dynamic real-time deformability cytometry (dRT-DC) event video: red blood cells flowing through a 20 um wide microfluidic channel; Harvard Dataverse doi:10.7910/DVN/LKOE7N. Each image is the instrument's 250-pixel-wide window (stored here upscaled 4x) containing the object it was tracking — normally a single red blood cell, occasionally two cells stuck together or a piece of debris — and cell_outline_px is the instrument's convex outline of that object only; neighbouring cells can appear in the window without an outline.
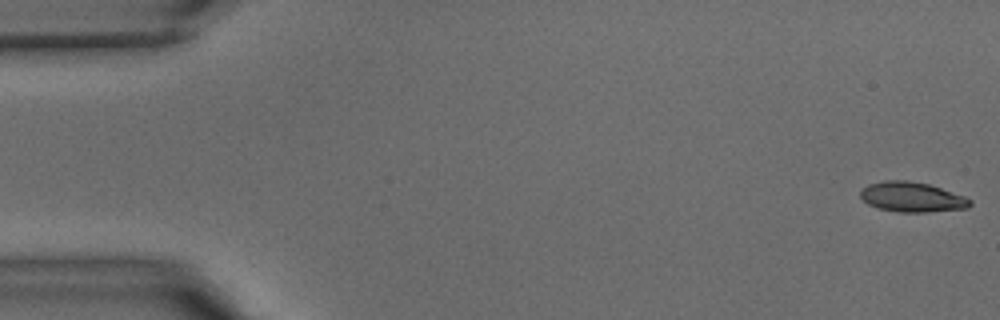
{"species": "common noctule bat (a hibernating species)", "species_latin": "Nyctalus noctula", "temperature_condition": "warm", "stored_images_in_passage": 41, "camera_frame_rate_fps": 3000, "um_per_image_px": 0.085, "animal": {"sex": "male", "body_mass_g": 15.6}, "frame": {"image": 1, "passage_image": 1, "time_ms": 0.0, "image_size_px": [1000, 320], "cell_outline_px": [[972, 204], [968, 208], [928, 212], [900, 212], [880, 208], [868, 204], [860, 196], [860, 188], [868, 184], [884, 180], [908, 180], [928, 184], [964, 196], [972, 200]], "centroid_in_image_um": [77.51, 16.74], "position_along_channel_um": 7.5, "area_um2": 19.13}}
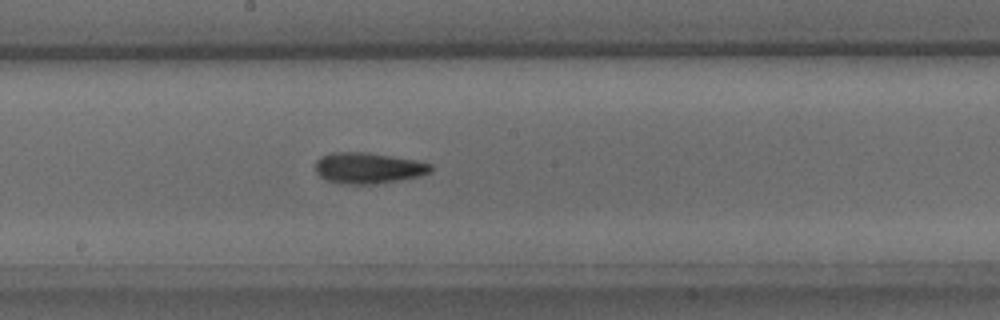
{"frame": {"image": 2, "passage_image": 22, "time_ms": 7.0, "image_size_px": [1000, 320], "cell_outline_px": [[432, 172], [420, 176], [372, 184], [348, 184], [328, 180], [320, 176], [316, 172], [316, 160], [320, 156], [332, 152], [364, 152], [392, 156], [416, 160], [432, 164]], "centroid_in_image_um": [31.31, 14.27], "position_along_channel_um": 216.9, "area_um2": 20.69}}
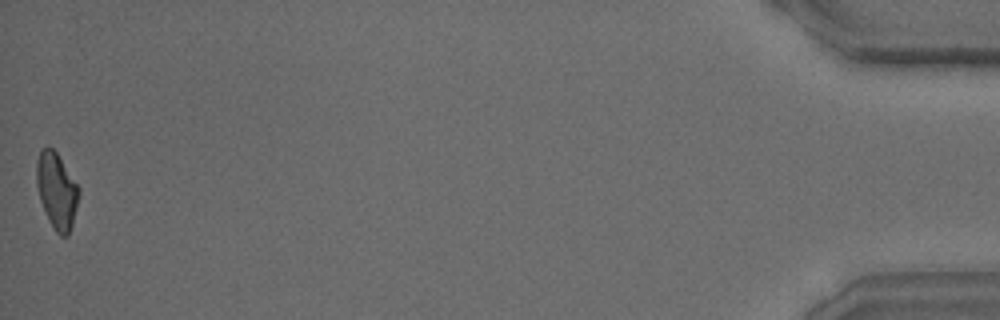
{"frame": {"image": 3, "passage_image": 41, "time_ms": 13.333, "image_size_px": [1000, 320], "cell_outline_px": [[80, 196], [72, 224], [68, 236], [60, 236], [56, 232], [48, 220], [40, 200], [36, 184], [36, 160], [40, 148], [48, 144], [56, 152], [80, 188]], "centroid_in_image_um": [4.81, 16.18], "position_along_channel_um": 430.4, "area_um2": 19.02}}